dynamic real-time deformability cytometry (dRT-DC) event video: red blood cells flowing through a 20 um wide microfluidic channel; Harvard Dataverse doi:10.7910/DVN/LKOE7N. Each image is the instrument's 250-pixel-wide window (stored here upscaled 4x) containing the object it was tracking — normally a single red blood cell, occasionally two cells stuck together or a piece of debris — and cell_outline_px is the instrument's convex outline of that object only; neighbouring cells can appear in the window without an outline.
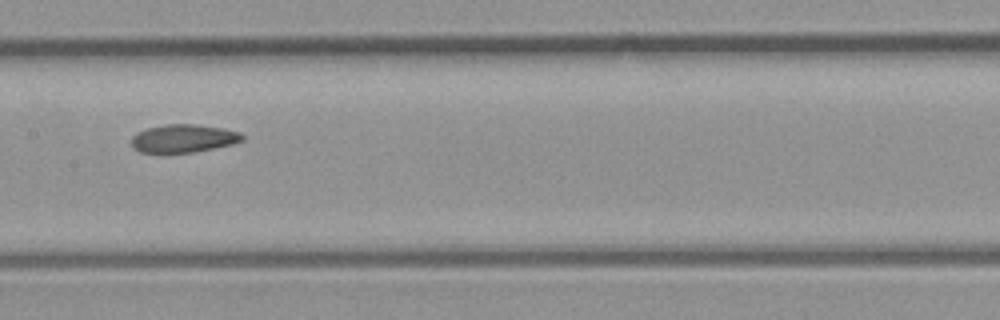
{"species": "common noctule bat (a hibernating species)", "species_latin": "Nyctalus noctula", "temperature_condition": "room temperature", "stored_images_in_passage": 8, "camera_frame_rate_fps": 3000, "um_per_image_px": 0.085, "animal": {"sex": "male", "body_mass_g": 23.1, "forearm_length_mm": 52.7}, "frame": {"image": 1, "passage_image": 7, "time_ms": 8.0, "image_size_px": [1000, 320], "cell_outline_px": [[244, 140], [232, 144], [192, 152], [140, 152], [132, 148], [132, 136], [136, 132], [148, 128], [164, 124], [196, 124], [224, 128], [240, 132], [244, 136]], "centroid_in_image_um": [15.59, 11.75], "position_along_channel_um": 191.8, "area_um2": 18.09}}
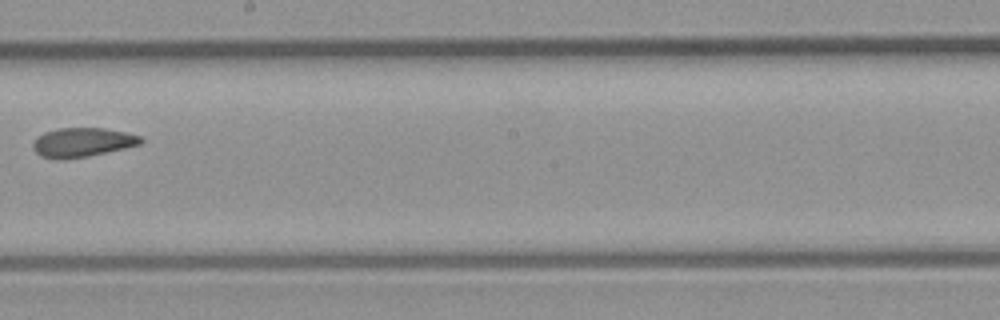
{"frame": {"image": 2, "passage_image": 8, "time_ms": 9.0, "image_size_px": [1000, 320], "cell_outline_px": [[144, 140], [140, 144], [124, 148], [88, 156], [40, 156], [32, 148], [32, 144], [36, 136], [44, 132], [60, 128], [104, 128], [124, 132], [140, 136]], "centroid_in_image_um": [7.01, 12.05], "position_along_channel_um": 241.2, "area_um2": 17.63}}